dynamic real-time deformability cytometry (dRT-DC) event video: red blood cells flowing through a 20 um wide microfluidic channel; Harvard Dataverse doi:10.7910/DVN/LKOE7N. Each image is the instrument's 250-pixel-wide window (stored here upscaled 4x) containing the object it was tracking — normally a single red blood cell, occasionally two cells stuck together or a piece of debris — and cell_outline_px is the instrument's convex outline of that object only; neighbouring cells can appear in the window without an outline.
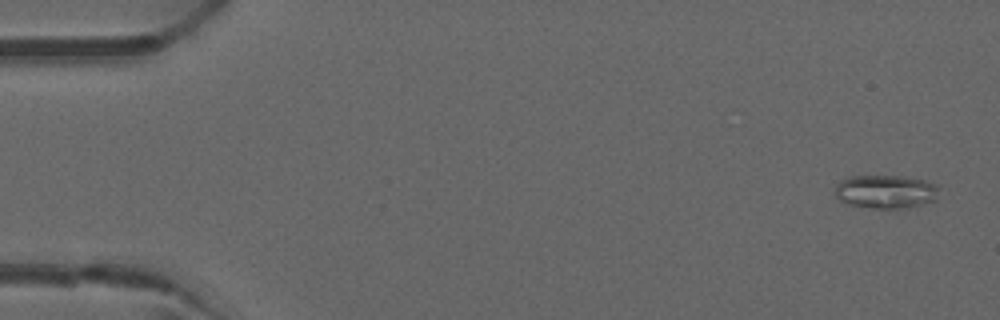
{"species": "common noctule bat (a hibernating species)", "species_latin": "Nyctalus noctula", "temperature_condition": "warm", "stored_images_in_passage": 23, "camera_frame_rate_fps": 3000, "um_per_image_px": 0.085, "animal": {"sex": "male", "forearm_length_mm": 52.5}, "frame": {"image": 1, "passage_image": 1, "time_ms": 0.0, "image_size_px": [1000, 320], "cell_outline_px": [[936, 200], [908, 208], [872, 208], [848, 204], [840, 200], [836, 196], [836, 184], [840, 180], [848, 176], [904, 176], [924, 180], [936, 184]], "centroid_in_image_um": [75.26, 16.28], "position_along_channel_um": 9.7, "area_um2": 20.23}}
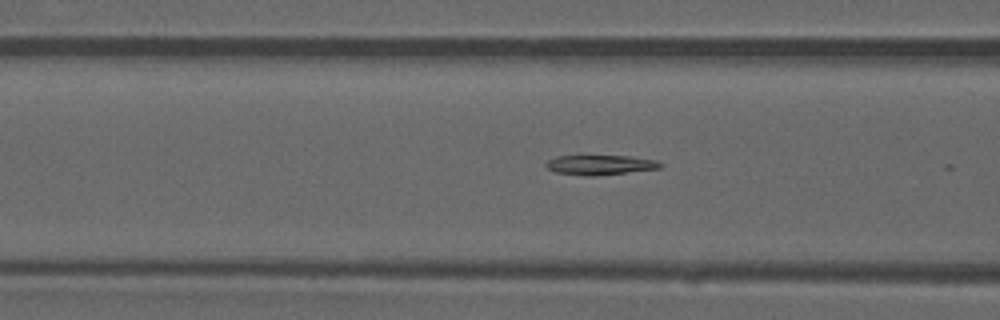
{"frame": {"image": 2, "passage_image": 19, "time_ms": 6.0, "image_size_px": [1000, 320], "cell_outline_px": [[664, 164], [660, 168], [624, 172], [556, 172], [548, 168], [544, 164], [548, 160], [556, 156], [580, 152], [628, 156], [656, 160]], "centroid_in_image_um": [50.98, 13.88], "position_along_channel_um": 115.6, "area_um2": 12.89}}
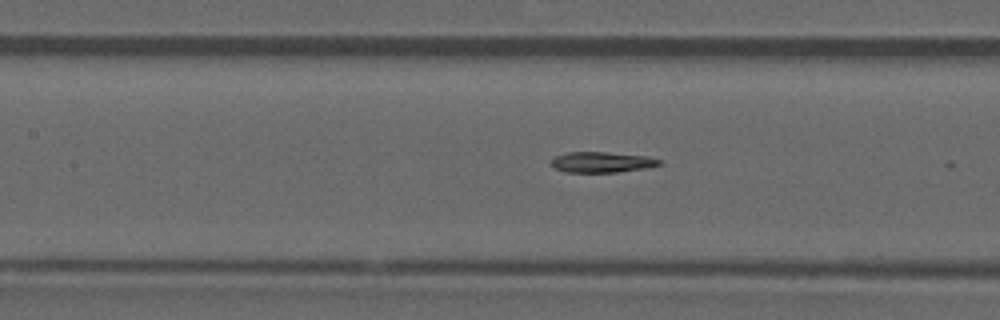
{"frame": {"image": 3, "passage_image": 22, "time_ms": 7.0, "image_size_px": [1000, 320], "cell_outline_px": [[664, 164], [648, 168], [616, 172], [564, 172], [556, 168], [552, 164], [552, 160], [556, 156], [568, 152], [608, 152], [648, 156], [660, 160]], "centroid_in_image_um": [51.22, 13.78], "position_along_channel_um": 156.2, "area_um2": 13.01}}